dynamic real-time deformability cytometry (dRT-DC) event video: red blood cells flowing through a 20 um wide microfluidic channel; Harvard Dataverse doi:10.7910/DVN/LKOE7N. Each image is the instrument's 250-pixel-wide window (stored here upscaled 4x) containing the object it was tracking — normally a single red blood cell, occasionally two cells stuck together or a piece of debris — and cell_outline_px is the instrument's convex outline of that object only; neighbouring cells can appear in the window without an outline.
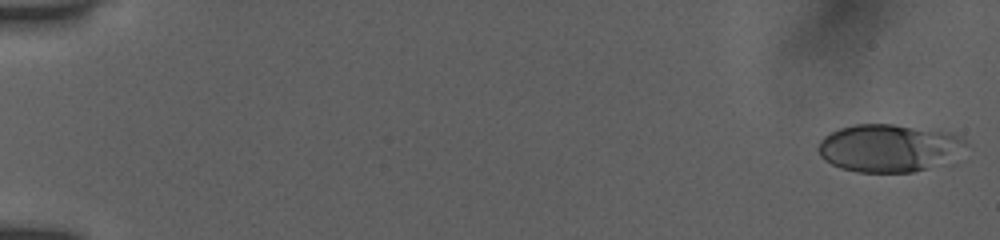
{"species": "human", "species_latin": "Homo sapiens", "temperature_condition": "room temperature", "stored_images_in_passage": 53, "camera_frame_rate_fps": 3000, "um_per_image_px": 0.085, "donor": {"sex": "female"}, "frame": {"image": 1, "passage_image": 1, "time_ms": 0.0, "image_size_px": [1000, 240], "cell_outline_px": [[968, 144], [924, 168], [912, 172], [856, 172], [840, 168], [824, 160], [820, 156], [816, 148], [820, 140], [824, 136], [840, 128], [856, 124], [892, 124], [948, 132], [964, 140]], "centroid_in_image_um": [75.35, 12.56], "position_along_channel_um": 9.6, "area_um2": 39.65}}
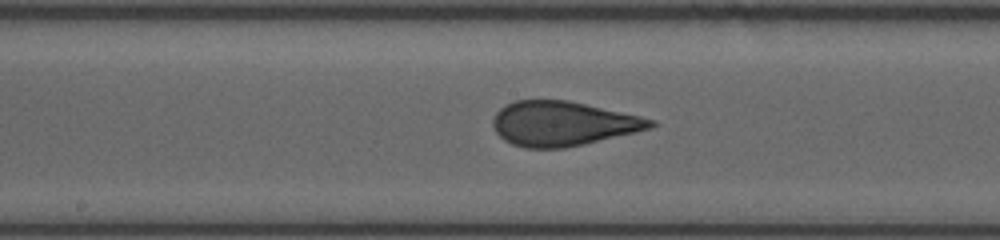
{"frame": {"image": 2, "passage_image": 29, "time_ms": 9.333, "image_size_px": [1000, 240], "cell_outline_px": [[660, 124], [652, 128], [636, 132], [584, 144], [564, 148], [524, 148], [512, 144], [504, 140], [496, 132], [492, 124], [492, 120], [496, 112], [504, 104], [516, 100], [568, 100], [640, 116], [656, 120]], "centroid_in_image_um": [47.84, 10.5], "position_along_channel_um": 200.4, "area_um2": 41.1}}
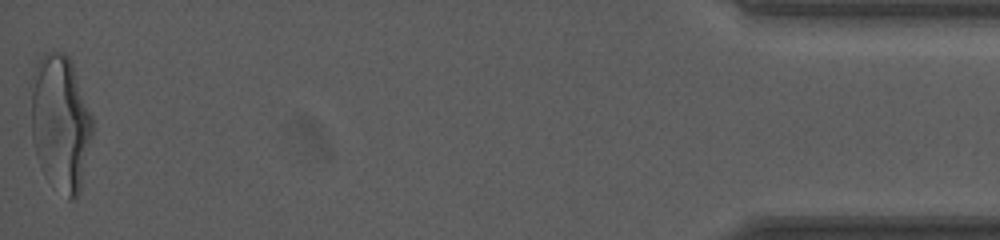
{"frame": {"image": 3, "passage_image": 53, "time_ms": 17.333, "image_size_px": [1000, 240], "cell_outline_px": [[92, 136], [80, 188], [76, 196], [72, 200], [68, 200], [40, 164], [36, 156], [32, 136], [28, 88], [28, 80], [36, 64], [48, 52], [64, 52], [68, 56], [72, 64], [92, 116]], "centroid_in_image_um": [5.09, 10.34], "position_along_channel_um": 430.1, "area_um2": 48.49}, "authors_computed_cell_mechanics": {"area_um2": 40.0554, "velocity_mm_per_s": 3.9212, "shape_relaxation_time_tau1_ms": 5.6009, "shape_relaxation_time_tau2_ms": 0.7878, "deformation_change_tau1": 0.2044, "deformation_change_tau2": 0.0913}}